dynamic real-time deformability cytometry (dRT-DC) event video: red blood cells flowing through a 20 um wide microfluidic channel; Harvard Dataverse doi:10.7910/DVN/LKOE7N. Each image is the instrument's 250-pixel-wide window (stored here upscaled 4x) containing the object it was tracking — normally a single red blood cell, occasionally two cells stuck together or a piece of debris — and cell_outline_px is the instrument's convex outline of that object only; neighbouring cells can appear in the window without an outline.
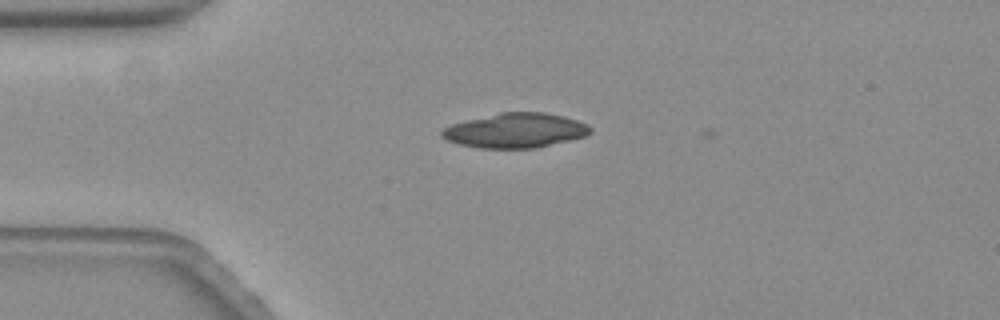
{"species": "common noctule bat (a hibernating species)", "species_latin": "Nyctalus noctula", "temperature_condition": "warm", "stored_images_in_passage": 2, "camera_frame_rate_fps": 3000, "um_per_image_px": 0.085, "animal": {"sex": "female", "body_mass_g": 19.3, "forearm_length_mm": 54.1}, "frame": {"image": 1, "passage_image": 1, "time_ms": 0.0, "image_size_px": [1000, 320], "cell_outline_px": [[592, 132], [584, 136], [536, 148], [480, 148], [460, 144], [448, 140], [440, 136], [440, 132], [444, 128], [452, 124], [500, 112], [544, 112], [564, 116], [588, 124], [592, 128]], "centroid_in_image_um": [43.82, 11.09], "position_along_channel_um": 41.2, "area_um2": 29.77}}